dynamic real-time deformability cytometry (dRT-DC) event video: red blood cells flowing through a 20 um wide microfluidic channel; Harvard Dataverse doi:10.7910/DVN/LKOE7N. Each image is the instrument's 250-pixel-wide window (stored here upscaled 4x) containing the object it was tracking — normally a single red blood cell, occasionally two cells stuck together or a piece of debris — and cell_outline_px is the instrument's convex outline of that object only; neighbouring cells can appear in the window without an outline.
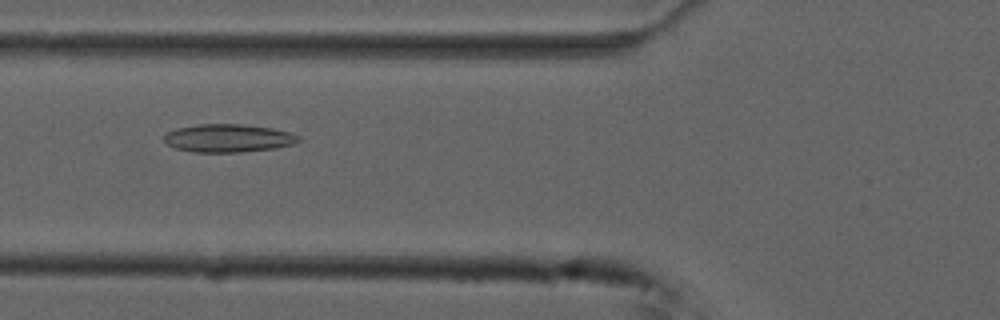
{"species": "common noctule bat (a hibernating species)", "species_latin": "Nyctalus noctula", "temperature_condition": "cold", "stored_images_in_passage": 43, "camera_frame_rate_fps": 3000, "um_per_image_px": 0.085, "animal": {"sex": "male", "forearm_length_mm": 52.5}, "frame": {"image": 1, "passage_image": 9, "time_ms": 2.667, "image_size_px": [1000, 320], "cell_outline_px": [[300, 140], [292, 144], [272, 148], [240, 152], [192, 152], [176, 148], [168, 144], [164, 140], [164, 136], [168, 132], [176, 128], [200, 124], [244, 124], [272, 128], [288, 132], [300, 136]], "centroid_in_image_um": [19.38, 11.74], "position_along_channel_um": 106.4, "area_um2": 21.79}}
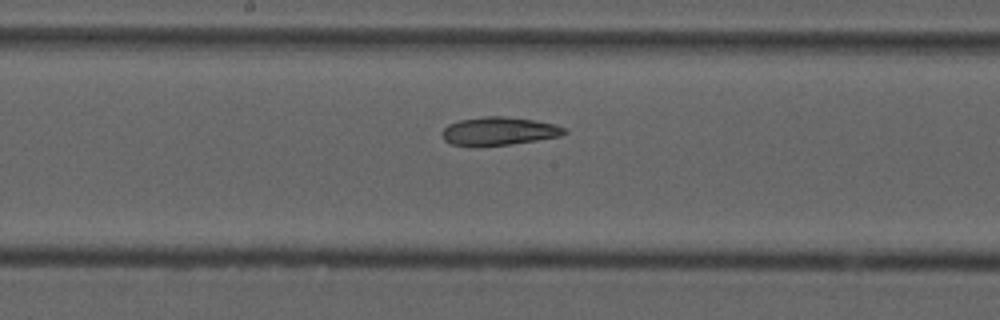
{"frame": {"image": 2, "passage_image": 17, "time_ms": 5.333, "image_size_px": [1000, 320], "cell_outline_px": [[568, 132], [560, 136], [512, 144], [476, 148], [452, 144], [444, 140], [440, 132], [448, 124], [460, 120], [484, 116], [500, 116], [536, 120], [556, 124], [564, 128]], "centroid_in_image_um": [42.36, 11.17], "position_along_channel_um": 205.8, "area_um2": 20.52}}
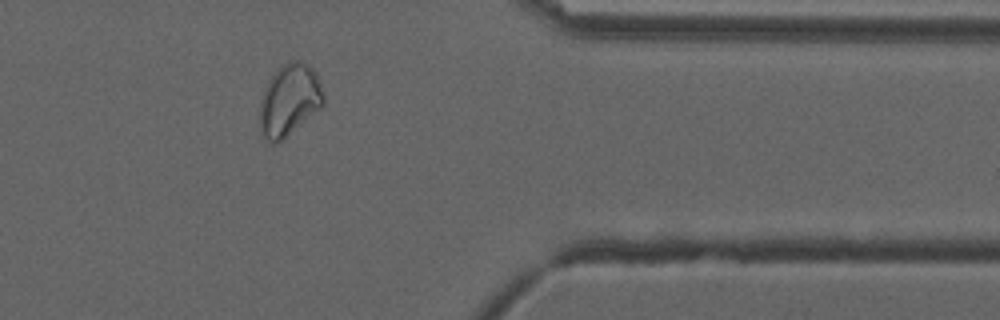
{"frame": {"image": 3, "passage_image": 33, "time_ms": 10.667, "image_size_px": [1000, 320], "cell_outline_px": [[324, 104], [320, 108], [280, 140], [272, 144], [260, 136], [260, 100], [264, 88], [272, 72], [288, 60], [304, 60], [316, 72], [324, 92]], "centroid_in_image_um": [24.58, 8.45], "position_along_channel_um": 386.8, "area_um2": 26.88}, "authors_computed_cell_mechanics": {"area_um2": 22.542, "velocity_mm_per_s": 3.7196, "shape_relaxation_time_tau1_ms": null, "shape_relaxation_time_tau2_ms": 6.1476, "deformation_change_tau1": null, "deformation_change_tau2": 0.1176}}